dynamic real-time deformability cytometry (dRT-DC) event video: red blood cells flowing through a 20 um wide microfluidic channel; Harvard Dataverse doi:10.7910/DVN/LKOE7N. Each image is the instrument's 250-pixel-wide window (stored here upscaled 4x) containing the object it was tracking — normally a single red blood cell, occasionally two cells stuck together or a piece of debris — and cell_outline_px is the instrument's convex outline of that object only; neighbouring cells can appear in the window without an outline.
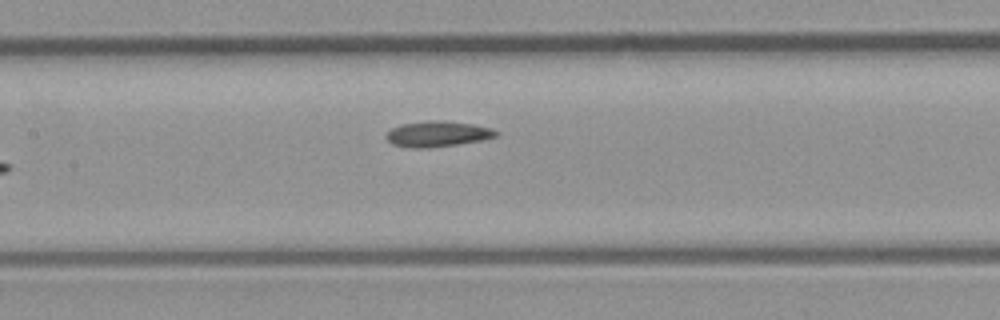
{"species": "common noctule bat (a hibernating species)", "species_latin": "Nyctalus noctula", "temperature_condition": "room temperature", "stored_images_in_passage": 6, "camera_frame_rate_fps": 3000, "um_per_image_px": 0.085, "animal": {"sex": "male", "body_mass_g": 23.1, "forearm_length_mm": 52.7}, "frame": {"image": 1, "passage_image": 6, "time_ms": 5.667, "image_size_px": [1000, 320], "cell_outline_px": [[500, 132], [496, 136], [480, 140], [456, 144], [428, 148], [412, 148], [392, 144], [384, 136], [392, 128], [400, 124], [432, 120], [440, 120], [472, 124], [492, 128]], "centroid_in_image_um": [37.17, 11.38], "position_along_channel_um": 170.2, "area_um2": 16.3}}